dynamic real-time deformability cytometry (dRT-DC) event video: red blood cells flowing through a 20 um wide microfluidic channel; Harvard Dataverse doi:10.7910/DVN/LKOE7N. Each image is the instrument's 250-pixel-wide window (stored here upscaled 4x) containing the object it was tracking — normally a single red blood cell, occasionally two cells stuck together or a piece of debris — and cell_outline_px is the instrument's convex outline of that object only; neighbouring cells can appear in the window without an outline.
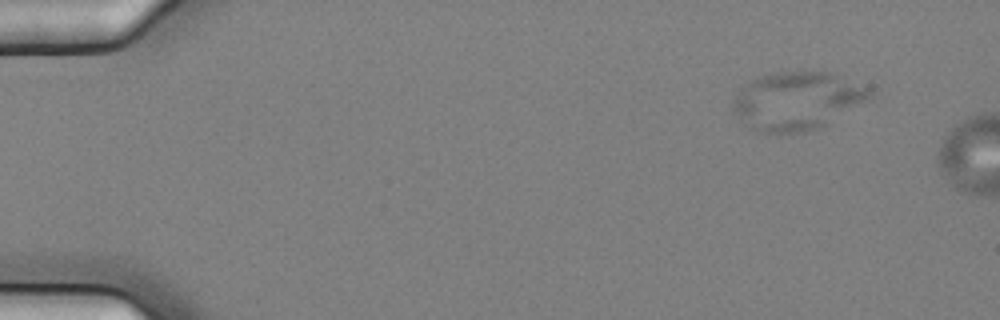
{"species": "common noctule bat (a hibernating species)", "species_latin": "Nyctalus noctula", "temperature_condition": "cold", "stored_images_in_passage": 6, "camera_frame_rate_fps": 3000, "um_per_image_px": 0.085, "animal": {"sex": "female", "body_mass_g": 25.1}, "frame": {"image": 1, "passage_image": 3, "time_ms": 0.667, "image_size_px": [1000, 320], "cell_outline_px": [[872, 96], [868, 100], [820, 128], [804, 132], [760, 132], [752, 128], [732, 108], [732, 100], [740, 88], [752, 80], [760, 76], [776, 72], [832, 72], [872, 88]], "centroid_in_image_um": [67.8, 8.55], "position_along_channel_um": 17.2, "area_um2": 45.89}}